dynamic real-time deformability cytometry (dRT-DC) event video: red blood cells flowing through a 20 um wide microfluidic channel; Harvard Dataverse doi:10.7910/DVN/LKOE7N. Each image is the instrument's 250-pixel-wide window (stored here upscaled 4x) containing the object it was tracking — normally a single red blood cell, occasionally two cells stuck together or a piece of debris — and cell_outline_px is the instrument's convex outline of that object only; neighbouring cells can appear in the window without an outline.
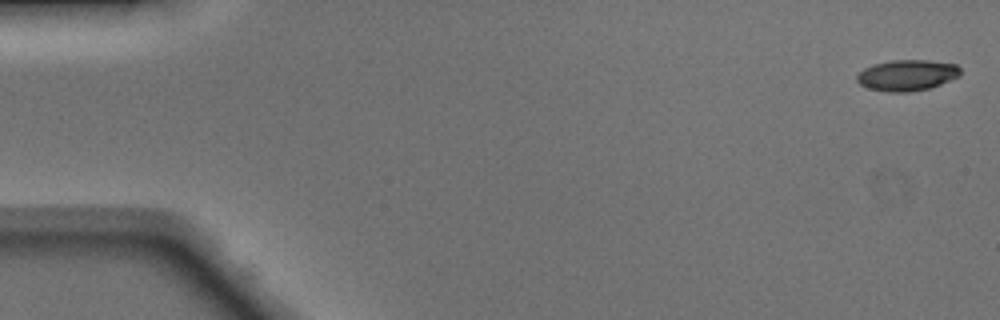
{"species": "Egyptian fruit bat (a non-hibernating species)", "species_latin": "Rousettus aegyptiacus", "temperature_condition": "warm", "stored_images_in_passage": 49, "camera_frame_rate_fps": 3000, "um_per_image_px": 0.085, "animal": {"sex": "male"}, "frame": {"image": 1, "passage_image": 1, "time_ms": 0.0, "image_size_px": [1000, 320], "cell_outline_px": [[960, 76], [940, 84], [928, 88], [908, 92], [888, 92], [868, 88], [860, 84], [856, 80], [856, 76], [864, 68], [876, 64], [892, 60], [928, 60], [956, 64], [960, 68]], "centroid_in_image_um": [77.1, 6.39], "position_along_channel_um": 7.9, "area_um2": 18.55}}
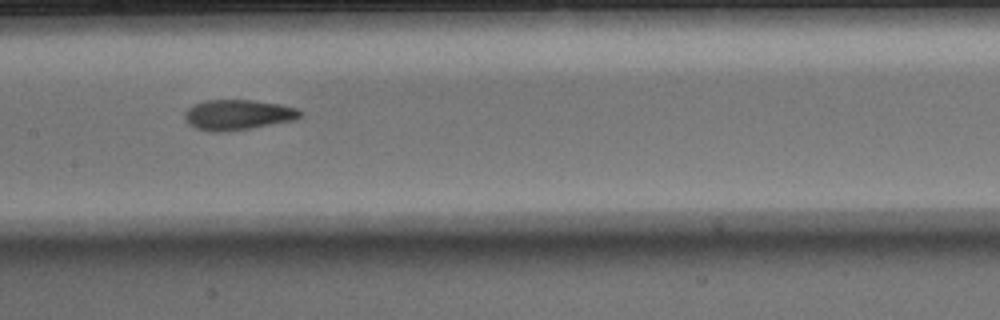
{"frame": {"image": 2, "passage_image": 24, "time_ms": 7.667, "image_size_px": [1000, 320], "cell_outline_px": [[300, 116], [296, 120], [224, 132], [212, 132], [196, 128], [188, 124], [184, 116], [188, 108], [204, 100], [252, 100], [280, 104], [296, 108], [300, 112]], "centroid_in_image_um": [20.2, 9.76], "position_along_channel_um": 187.2, "area_um2": 20.17}}
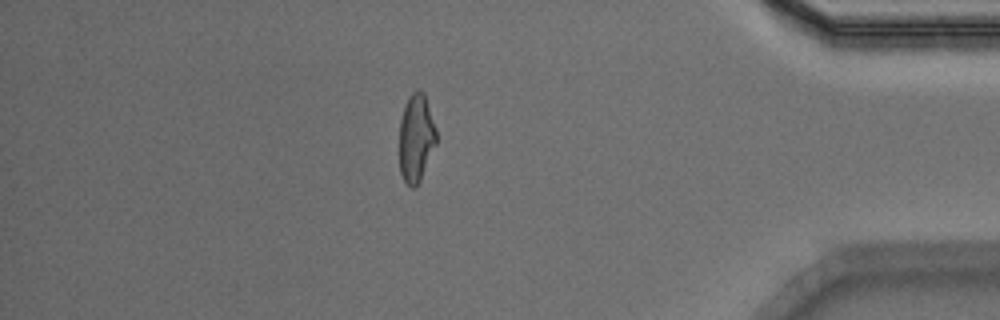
{"frame": {"image": 3, "passage_image": 42, "time_ms": 13.667, "image_size_px": [1000, 320], "cell_outline_px": [[436, 144], [420, 180], [412, 188], [404, 180], [400, 172], [400, 120], [408, 96], [416, 88], [420, 88], [424, 92], [436, 128]], "centroid_in_image_um": [35.37, 11.67], "position_along_channel_um": 399.8, "area_um2": 18.84}, "authors_computed_cell_mechanics": {"area_um2": 19.7676, "velocity_mm_per_s": 4.1583, "shape_relaxation_time_tau1_ms": 3.7521, "shape_relaxation_time_tau2_ms": 1.7429, "deformation_change_tau1": 0.18, "deformation_change_tau2": 0.0929}}